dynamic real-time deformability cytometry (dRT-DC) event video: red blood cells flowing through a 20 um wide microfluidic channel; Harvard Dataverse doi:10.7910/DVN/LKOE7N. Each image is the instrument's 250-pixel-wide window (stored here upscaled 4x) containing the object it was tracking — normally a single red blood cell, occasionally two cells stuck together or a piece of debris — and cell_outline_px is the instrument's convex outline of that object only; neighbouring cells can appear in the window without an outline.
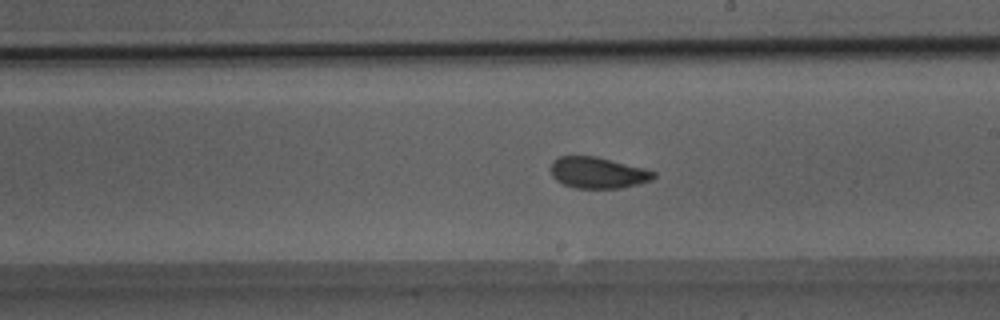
{"species": "Egyptian fruit bat (a non-hibernating species)", "species_latin": "Rousettus aegyptiacus", "temperature_condition": "room temperature", "stored_images_in_passage": 49, "segment_of_instrument_passage": [1, 2], "camera_frame_rate_fps": 3000, "um_per_image_px": 0.085, "animal": {"sex": "male"}, "frame": {"image": 1, "passage_image": 27, "time_ms": 8.667, "image_size_px": [1000, 320], "cell_outline_px": [[656, 176], [652, 180], [620, 188], [576, 188], [564, 184], [556, 180], [552, 176], [552, 160], [560, 156], [596, 156], [644, 168], [656, 172]], "centroid_in_image_um": [50.82, 14.67], "position_along_channel_um": 238.2, "area_um2": 18.61}}
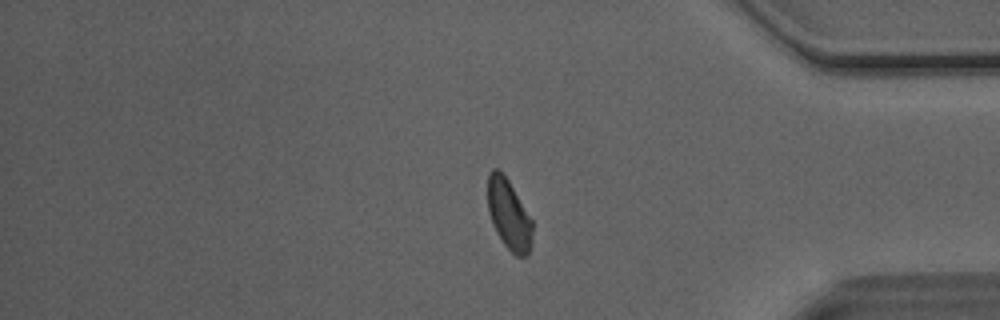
{"frame": {"image": 2, "passage_image": 40, "time_ms": 13.0, "image_size_px": [1000, 320], "cell_outline_px": [[532, 244], [528, 256], [516, 256], [504, 244], [496, 232], [492, 224], [488, 212], [488, 172], [492, 168], [496, 168], [508, 180], [532, 220]], "centroid_in_image_um": [43.25, 18.26], "position_along_channel_um": 392.0, "area_um2": 18.21}}
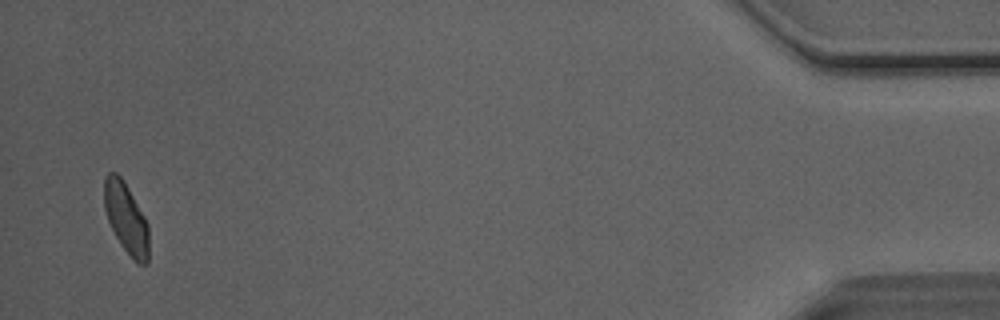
{"frame": {"image": 3, "passage_image": 47, "time_ms": 15.333, "image_size_px": [1000, 320], "cell_outline_px": [[148, 264], [140, 264], [120, 244], [108, 220], [104, 208], [104, 176], [108, 172], [116, 172], [120, 176], [128, 188], [144, 216], [148, 224]], "centroid_in_image_um": [10.7, 18.5], "position_along_channel_um": 424.5, "area_um2": 18.03}}